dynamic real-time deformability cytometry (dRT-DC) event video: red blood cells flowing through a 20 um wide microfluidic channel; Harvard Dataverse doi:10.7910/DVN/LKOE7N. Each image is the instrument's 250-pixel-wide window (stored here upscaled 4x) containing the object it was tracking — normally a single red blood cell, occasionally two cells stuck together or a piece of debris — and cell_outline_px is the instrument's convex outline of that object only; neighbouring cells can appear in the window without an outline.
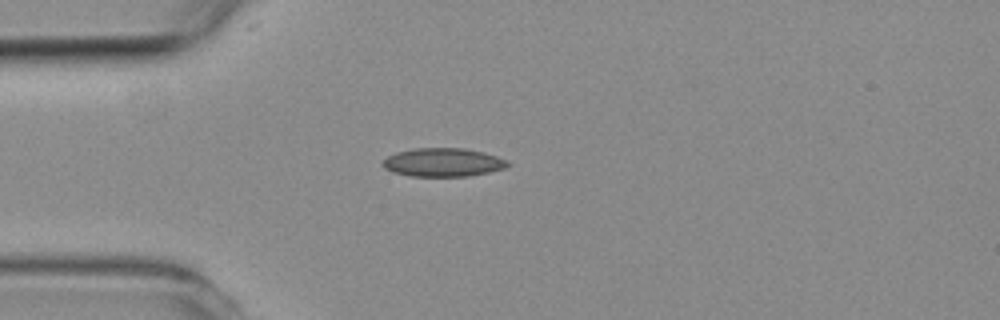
{"species": "common noctule bat (a hibernating species)", "species_latin": "Nyctalus noctula", "temperature_condition": "room temperature", "stored_images_in_passage": 2, "camera_frame_rate_fps": 3000, "um_per_image_px": 0.085, "animal": {"sex": "female", "body_mass_g": 19.3, "forearm_length_mm": 54.1}, "frame": {"image": 1, "passage_image": 2, "time_ms": 2.0, "image_size_px": [1000, 320], "cell_outline_px": [[512, 164], [504, 168], [488, 172], [464, 176], [412, 176], [396, 172], [384, 168], [380, 164], [388, 156], [396, 152], [412, 148], [464, 148], [484, 152], [508, 160]], "centroid_in_image_um": [37.67, 13.79], "position_along_channel_um": 47.3, "area_um2": 20.69}}